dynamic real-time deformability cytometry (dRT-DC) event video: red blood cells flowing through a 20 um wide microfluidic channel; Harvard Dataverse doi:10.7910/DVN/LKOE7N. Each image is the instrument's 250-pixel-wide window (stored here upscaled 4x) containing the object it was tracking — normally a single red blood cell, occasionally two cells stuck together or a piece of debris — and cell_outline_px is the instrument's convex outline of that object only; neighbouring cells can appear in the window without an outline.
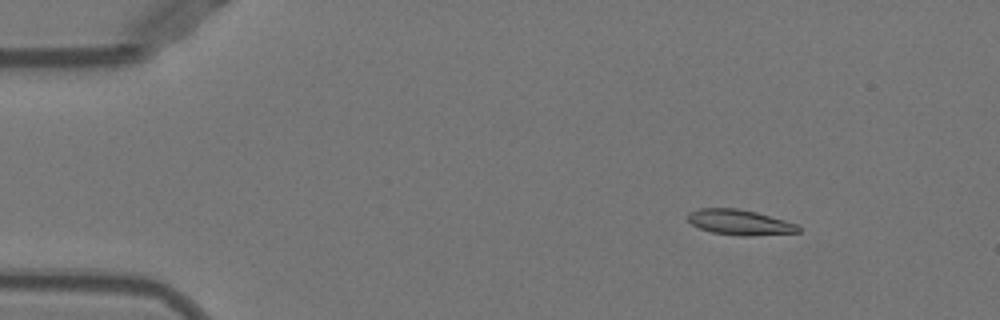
{"species": "Egyptian fruit bat (a non-hibernating species)", "species_latin": "Rousettus aegyptiacus", "temperature_condition": "warm", "stored_images_in_passage": 45, "camera_frame_rate_fps": 3000, "um_per_image_px": 0.085, "animal": {"sex": "female"}, "frame": {"image": 1, "passage_image": 1, "time_ms": 0.0, "image_size_px": [1000, 320], "cell_outline_px": [[800, 232], [752, 236], [740, 236], [712, 232], [700, 228], [692, 224], [688, 220], [688, 212], [700, 208], [736, 208], [756, 212], [800, 224]], "centroid_in_image_um": [62.91, 18.9], "position_along_channel_um": 22.1, "area_um2": 16.42}}
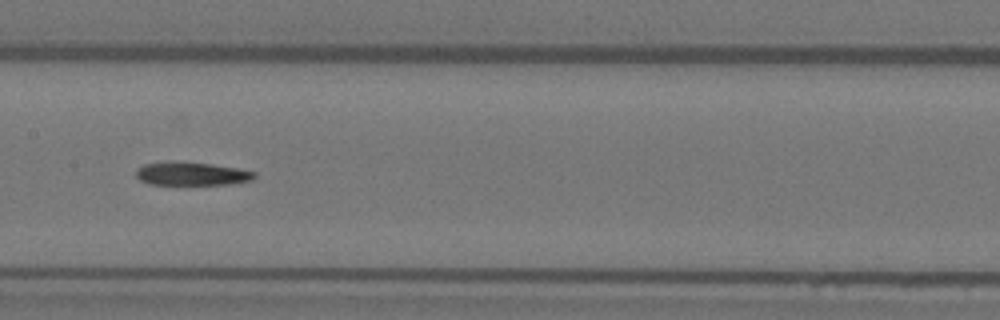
{"frame": {"image": 2, "passage_image": 20, "time_ms": 6.333, "image_size_px": [1000, 320], "cell_outline_px": [[256, 176], [252, 180], [232, 184], [152, 184], [140, 180], [136, 176], [136, 172], [144, 164], [172, 160], [212, 164], [236, 168], [256, 172]], "centroid_in_image_um": [16.31, 14.75], "position_along_channel_um": 191.1, "area_um2": 16.07}}
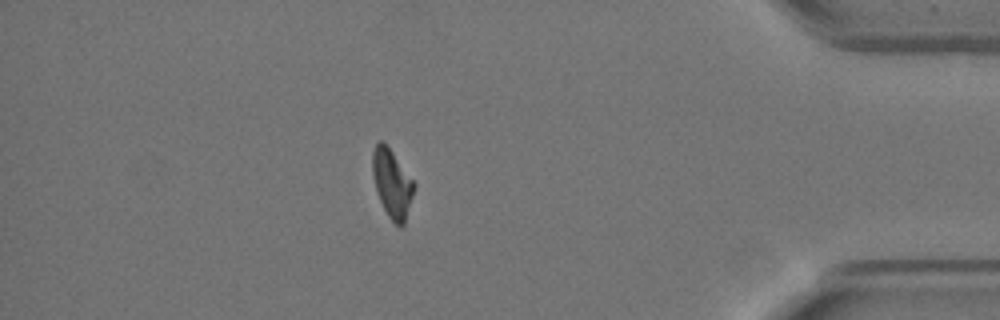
{"frame": {"image": 3, "passage_image": 39, "time_ms": 12.667, "image_size_px": [1000, 320], "cell_outline_px": [[416, 184], [404, 224], [400, 228], [388, 216], [380, 200], [376, 188], [372, 172], [372, 152], [376, 144], [380, 140], [384, 140]], "centroid_in_image_um": [33.32, 15.56], "position_along_channel_um": 401.9, "area_um2": 16.42}, "authors_computed_cell_mechanics": {"area_um2": 16.8198, "velocity_mm_per_s": 3.9662, "shape_relaxation_time_tau1_ms": null, "shape_relaxation_time_tau2_ms": 10.0774, "deformation_change_tau1": null, "deformation_change_tau2": 0.2168}}